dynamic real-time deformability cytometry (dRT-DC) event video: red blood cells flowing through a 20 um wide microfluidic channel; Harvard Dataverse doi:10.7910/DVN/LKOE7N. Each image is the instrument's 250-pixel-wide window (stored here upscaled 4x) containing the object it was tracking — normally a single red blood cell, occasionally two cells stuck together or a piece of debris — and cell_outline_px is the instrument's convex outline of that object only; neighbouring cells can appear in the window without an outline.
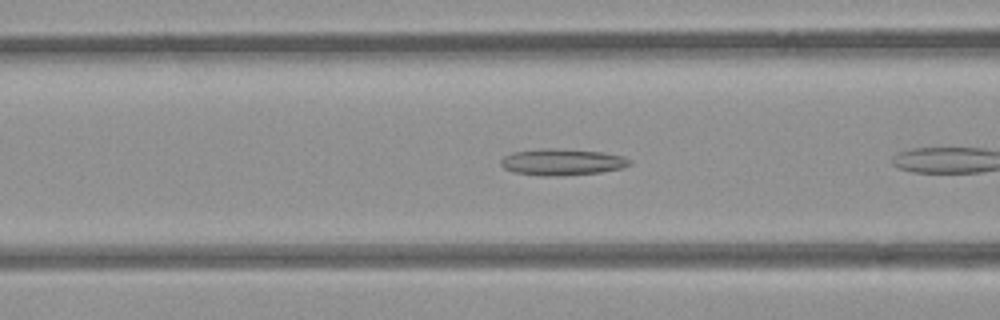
{"species": "common noctule bat (a hibernating species)", "species_latin": "Nyctalus noctula", "temperature_condition": "room temperature", "stored_images_in_passage": 14, "camera_frame_rate_fps": 3000, "um_per_image_px": 0.085, "animal": {"sex": "female", "body_mass_g": 21.9}, "frame": {"image": 1, "passage_image": 5, "time_ms": 1.333, "image_size_px": [1000, 320], "cell_outline_px": [[632, 164], [624, 168], [600, 172], [560, 176], [540, 176], [512, 172], [504, 168], [500, 164], [500, 160], [504, 156], [512, 152], [544, 148], [552, 148], [604, 152], [624, 156], [632, 160]], "centroid_in_image_um": [47.79, 13.77], "position_along_channel_um": 118.8, "area_um2": 20.17}}
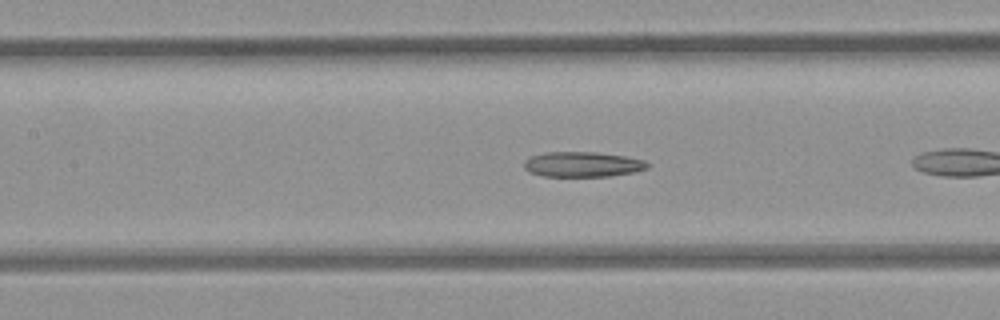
{"frame": {"image": 2, "passage_image": 8, "time_ms": 2.333, "image_size_px": [1000, 320], "cell_outline_px": [[648, 168], [632, 172], [608, 176], [544, 176], [528, 172], [524, 168], [524, 160], [532, 156], [548, 152], [596, 152], [624, 156], [644, 160], [648, 164]], "centroid_in_image_um": [49.48, 13.97], "position_along_channel_um": 157.9, "area_um2": 17.92}}